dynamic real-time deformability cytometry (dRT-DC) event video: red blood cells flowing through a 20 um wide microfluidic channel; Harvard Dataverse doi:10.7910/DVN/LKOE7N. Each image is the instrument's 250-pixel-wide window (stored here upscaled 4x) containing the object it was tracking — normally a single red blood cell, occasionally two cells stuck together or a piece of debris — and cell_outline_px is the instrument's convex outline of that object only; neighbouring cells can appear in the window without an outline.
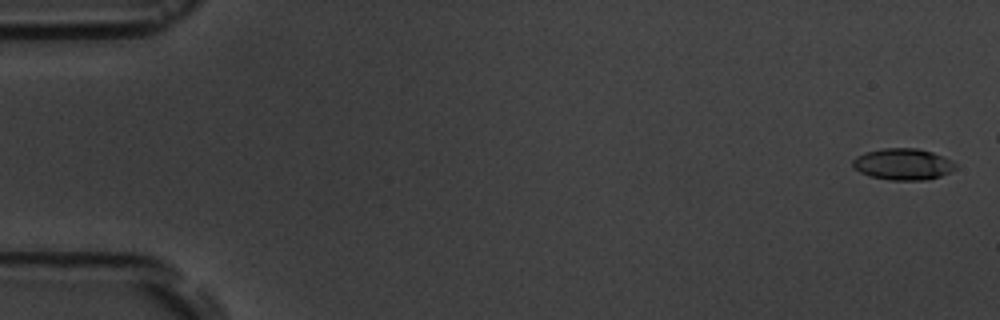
{"species": "common noctule bat (a hibernating species)", "species_latin": "Nyctalus noctula", "temperature_condition": "room temperature", "stored_images_in_passage": 6, "camera_frame_rate_fps": 3000, "um_per_image_px": 0.085, "animal": {"sex": "male", "body_mass_g": 19.5, "forearm_length_mm": 54.6}, "frame": {"image": 1, "passage_image": 1, "time_ms": 0.0, "image_size_px": [1000, 320], "cell_outline_px": [[956, 168], [940, 176], [928, 180], [888, 180], [868, 176], [852, 168], [852, 160], [856, 156], [864, 152], [884, 148], [916, 148], [932, 152], [944, 156], [952, 160], [956, 164]], "centroid_in_image_um": [76.72, 13.96], "position_along_channel_um": 8.3, "area_um2": 19.07}}